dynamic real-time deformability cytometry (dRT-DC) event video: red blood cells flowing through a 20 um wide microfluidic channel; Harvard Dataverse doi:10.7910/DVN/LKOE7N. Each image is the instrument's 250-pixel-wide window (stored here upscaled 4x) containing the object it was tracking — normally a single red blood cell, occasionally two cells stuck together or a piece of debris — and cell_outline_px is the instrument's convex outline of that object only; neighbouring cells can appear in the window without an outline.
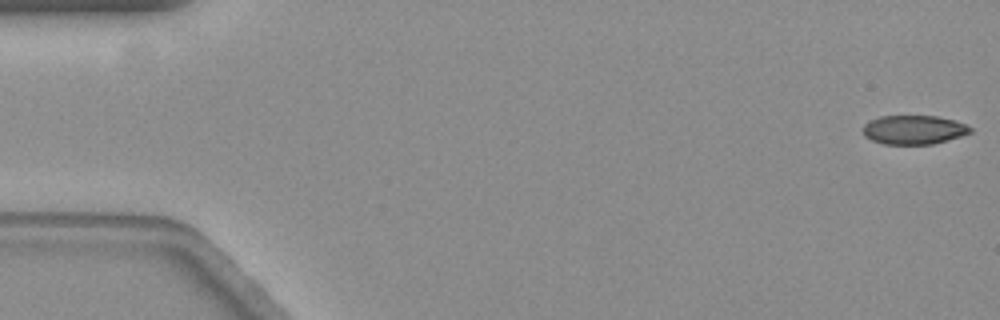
{"species": "common noctule bat (a hibernating species)", "species_latin": "Nyctalus noctula", "temperature_condition": "warm", "stored_images_in_passage": 58, "camera_frame_rate_fps": 3000, "um_per_image_px": 0.085, "animal": {"sex": "female", "body_mass_g": 19.3, "forearm_length_mm": 54.1}, "frame": {"image": 1, "passage_image": 1, "time_ms": 0.0, "image_size_px": [1000, 320], "cell_outline_px": [[972, 132], [960, 136], [932, 144], [884, 144], [872, 140], [864, 136], [864, 124], [868, 120], [880, 116], [936, 116], [952, 120], [964, 124], [972, 128]], "centroid_in_image_um": [77.64, 11.03], "position_along_channel_um": 7.4, "area_um2": 17.98}}
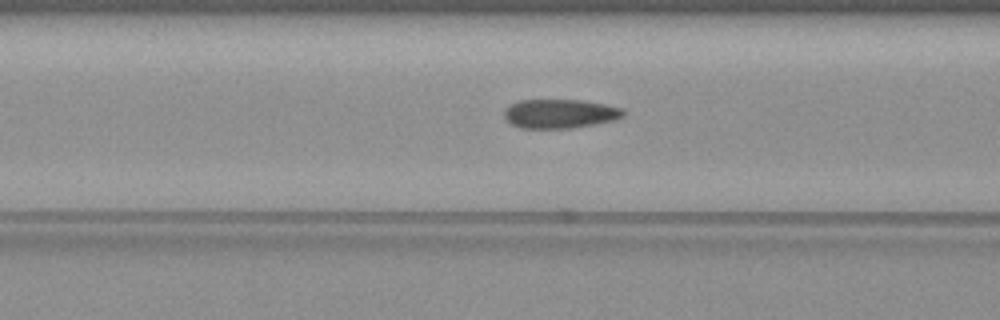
{"frame": {"image": 2, "passage_image": 23, "time_ms": 7.333, "image_size_px": [1000, 320], "cell_outline_px": [[624, 116], [616, 120], [596, 124], [572, 128], [520, 128], [512, 124], [504, 116], [504, 108], [508, 104], [520, 100], [580, 100], [604, 104], [624, 108]], "centroid_in_image_um": [47.59, 9.66], "position_along_channel_um": 119.0, "area_um2": 20.35}}
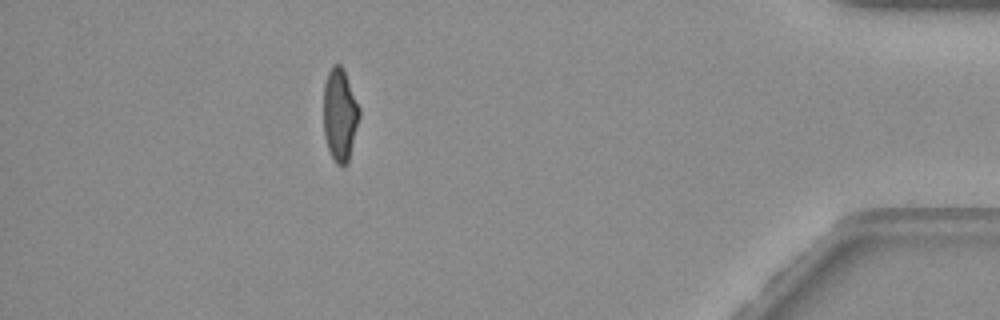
{"frame": {"image": 3, "passage_image": 52, "time_ms": 17.0, "image_size_px": [1000, 320], "cell_outline_px": [[360, 116], [348, 164], [344, 168], [340, 168], [336, 164], [328, 148], [324, 136], [324, 84], [328, 72], [332, 64], [340, 64], [344, 68], [360, 108]], "centroid_in_image_um": [28.9, 9.77], "position_along_channel_um": 406.3, "area_um2": 19.71}, "authors_computed_cell_mechanics": {"area_um2": 20.0277, "velocity_mm_per_s": 3.5302, "shape_relaxation_time_tau1_ms": 9.9372, "shape_relaxation_time_tau2_ms": 1.2455, "deformation_change_tau1": 0.2334, "deformation_change_tau2": 0.0743}}